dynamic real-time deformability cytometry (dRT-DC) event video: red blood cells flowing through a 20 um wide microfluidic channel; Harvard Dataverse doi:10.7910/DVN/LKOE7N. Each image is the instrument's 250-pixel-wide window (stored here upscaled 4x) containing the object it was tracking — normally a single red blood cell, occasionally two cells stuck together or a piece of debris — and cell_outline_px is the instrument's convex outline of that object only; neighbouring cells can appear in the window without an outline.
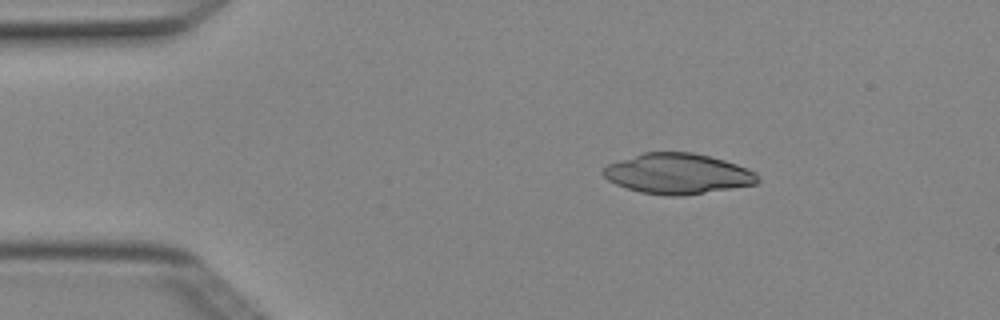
{"species": "Egyptian fruit bat (a non-hibernating species)", "species_latin": "Rousettus aegyptiacus", "temperature_condition": "cold", "stored_images_in_passage": 4, "camera_frame_rate_fps": 3000, "um_per_image_px": 0.085, "animal": {"sex": "female"}, "frame": {"image": 1, "passage_image": 2, "time_ms": 0.333, "image_size_px": [1000, 320], "cell_outline_px": [[760, 180], [756, 184], [684, 196], [668, 196], [640, 192], [616, 184], [608, 180], [600, 172], [608, 164], [644, 152], [692, 152], [724, 160], [748, 168], [756, 172]], "centroid_in_image_um": [57.62, 14.77], "position_along_channel_um": 27.4, "area_um2": 36.36}}